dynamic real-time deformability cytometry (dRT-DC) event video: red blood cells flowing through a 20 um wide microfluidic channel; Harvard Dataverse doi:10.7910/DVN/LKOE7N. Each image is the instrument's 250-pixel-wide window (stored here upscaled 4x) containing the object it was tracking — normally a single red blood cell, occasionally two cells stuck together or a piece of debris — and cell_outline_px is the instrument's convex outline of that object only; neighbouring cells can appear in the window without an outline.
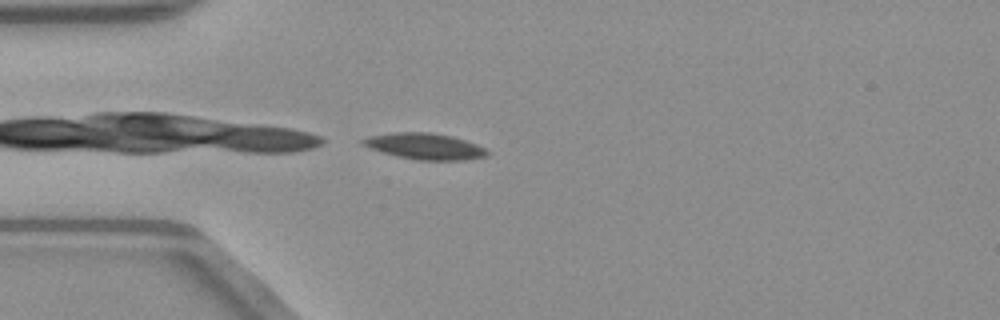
{"species": "common noctule bat (a hibernating species)", "species_latin": "Nyctalus noctula", "temperature_condition": "warm", "stored_images_in_passage": 38, "camera_frame_rate_fps": 3000, "um_per_image_px": 0.085, "animal": {"sex": "male", "body_mass_g": 23.1, "forearm_length_mm": 52.7}, "frame": {"image": 1, "passage_image": 1, "time_ms": 0.0, "image_size_px": [1000, 320], "cell_outline_px": [[488, 156], [464, 160], [416, 160], [396, 156], [360, 144], [360, 140], [368, 136], [392, 132], [428, 132], [452, 136], [476, 144], [484, 148], [488, 152]], "centroid_in_image_um": [36.09, 12.43], "position_along_channel_um": 48.9, "area_um2": 18.9}}
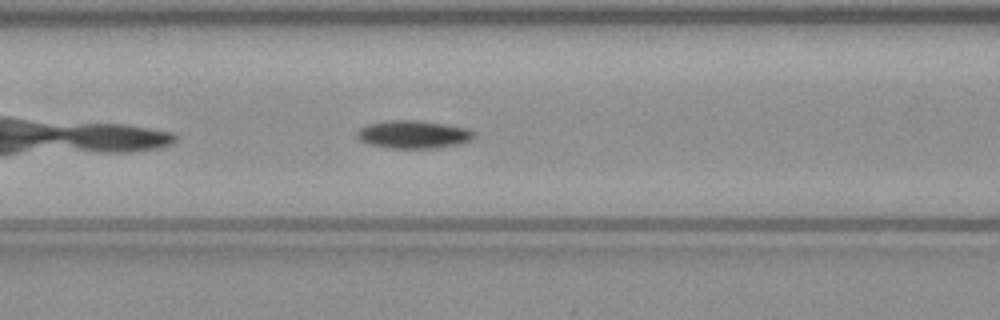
{"frame": {"image": 2, "passage_image": 8, "time_ms": 2.333, "image_size_px": [1000, 320], "cell_outline_px": [[476, 136], [472, 140], [460, 144], [440, 148], [392, 148], [368, 144], [360, 140], [356, 136], [356, 132], [360, 128], [368, 124], [388, 120], [416, 120], [448, 124], [468, 128], [476, 132]], "centroid_in_image_um": [35.19, 11.42], "position_along_channel_um": 131.4, "area_um2": 19.36}}
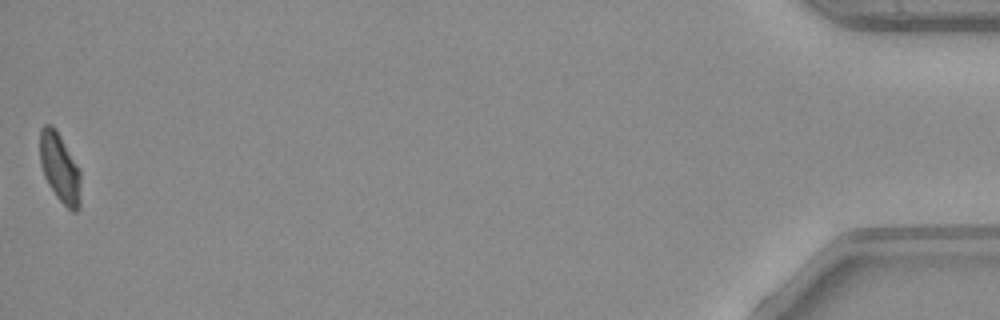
{"frame": {"image": 3, "passage_image": 38, "time_ms": 12.333, "image_size_px": [1000, 320], "cell_outline_px": [[80, 208], [76, 212], [72, 212], [56, 196], [48, 184], [44, 176], [40, 164], [40, 128], [44, 124], [52, 124], [56, 128], [80, 168]], "centroid_in_image_um": [5.09, 14.25], "position_along_channel_um": 430.1, "area_um2": 16.76}}